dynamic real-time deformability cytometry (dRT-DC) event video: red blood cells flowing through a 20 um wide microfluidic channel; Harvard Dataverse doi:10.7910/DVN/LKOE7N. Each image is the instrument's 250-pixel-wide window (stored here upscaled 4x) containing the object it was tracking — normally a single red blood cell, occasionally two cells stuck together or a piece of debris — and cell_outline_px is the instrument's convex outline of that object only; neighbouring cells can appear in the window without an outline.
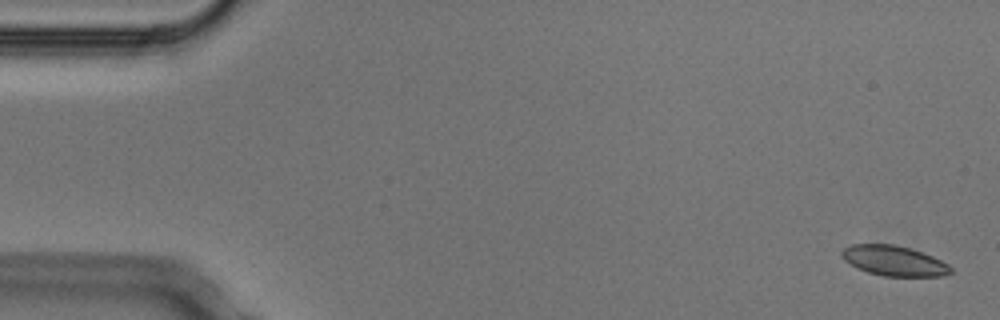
{"species": "Egyptian fruit bat (a non-hibernating species)", "species_latin": "Rousettus aegyptiacus", "temperature_condition": "cold", "stored_images_in_passage": 2, "camera_frame_rate_fps": 3000, "um_per_image_px": 0.085, "animal": {"sex": "male"}, "frame": {"image": 1, "passage_image": 2, "time_ms": 0.333, "image_size_px": [1000, 320], "cell_outline_px": [[952, 272], [940, 276], [884, 276], [868, 272], [856, 268], [844, 260], [840, 256], [840, 252], [844, 248], [852, 244], [896, 244], [912, 248], [932, 256], [948, 264], [952, 268]], "centroid_in_image_um": [75.96, 22.15], "position_along_channel_um": 9.0, "area_um2": 19.25}}